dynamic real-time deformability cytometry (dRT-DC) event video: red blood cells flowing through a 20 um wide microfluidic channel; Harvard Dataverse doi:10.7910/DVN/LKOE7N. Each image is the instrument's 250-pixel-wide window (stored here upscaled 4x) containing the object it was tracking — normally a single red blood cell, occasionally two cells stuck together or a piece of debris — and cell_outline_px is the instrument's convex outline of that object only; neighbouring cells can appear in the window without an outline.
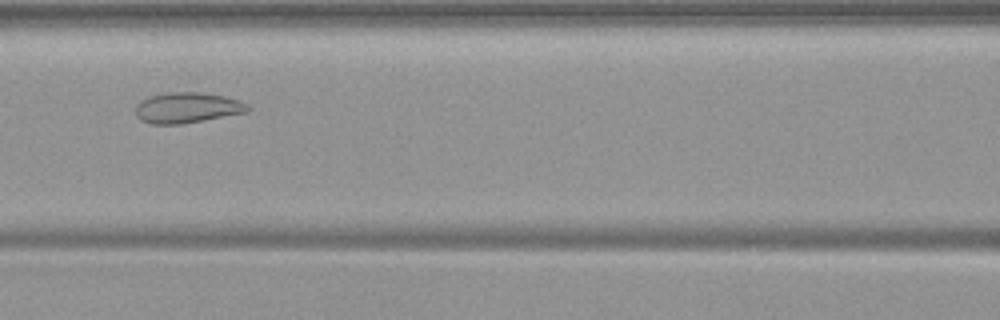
{"species": "common noctule bat (a hibernating species)", "species_latin": "Nyctalus noctula", "temperature_condition": "warm", "stored_images_in_passage": 48, "camera_frame_rate_fps": 3000, "um_per_image_px": 0.085, "animal": {"sex": "female", "body_mass_g": 19.9}, "frame": {"image": 1, "passage_image": 18, "time_ms": 5.667, "image_size_px": [1000, 320], "cell_outline_px": [[252, 108], [248, 112], [184, 124], [148, 124], [140, 120], [136, 116], [136, 104], [140, 100], [148, 96], [168, 92], [200, 92], [224, 96], [240, 100], [248, 104]], "centroid_in_image_um": [15.91, 9.16], "position_along_channel_um": 150.7, "area_um2": 20.4}}
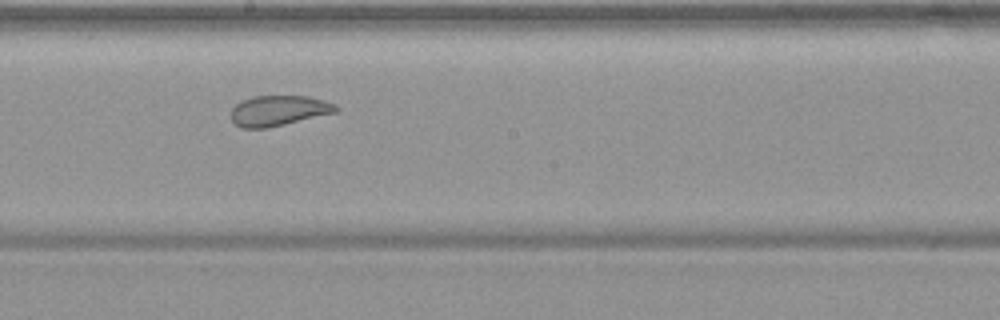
{"frame": {"image": 2, "passage_image": 24, "time_ms": 7.667, "image_size_px": [1000, 320], "cell_outline_px": [[340, 108], [336, 112], [268, 128], [240, 128], [232, 120], [232, 108], [236, 104], [252, 96], [308, 96], [324, 100], [336, 104]], "centroid_in_image_um": [23.7, 9.4], "position_along_channel_um": 224.5, "area_um2": 18.5}}
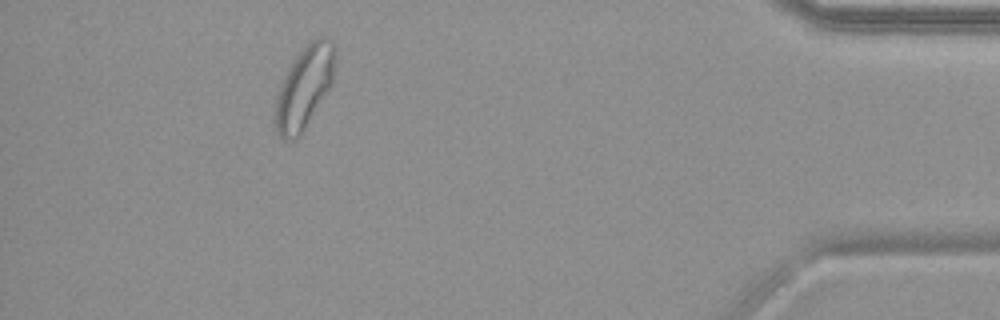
{"frame": {"image": 3, "passage_image": 43, "time_ms": 14.0, "image_size_px": [1000, 320], "cell_outline_px": [[336, 48], [332, 84], [300, 136], [296, 140], [284, 140], [276, 132], [272, 120], [276, 96], [280, 84], [288, 68], [296, 56], [316, 36], [328, 36], [332, 40]], "centroid_in_image_um": [25.84, 7.45], "position_along_channel_um": 409.4, "area_um2": 29.13}, "authors_computed_cell_mechanics": {"area_um2": 25.143, "velocity_mm_per_s": 3.7168, "shape_relaxation_time_tau1_ms": null, "shape_relaxation_time_tau2_ms": 1.1577, "deformation_change_tau1": null, "deformation_change_tau2": 0.0756}}